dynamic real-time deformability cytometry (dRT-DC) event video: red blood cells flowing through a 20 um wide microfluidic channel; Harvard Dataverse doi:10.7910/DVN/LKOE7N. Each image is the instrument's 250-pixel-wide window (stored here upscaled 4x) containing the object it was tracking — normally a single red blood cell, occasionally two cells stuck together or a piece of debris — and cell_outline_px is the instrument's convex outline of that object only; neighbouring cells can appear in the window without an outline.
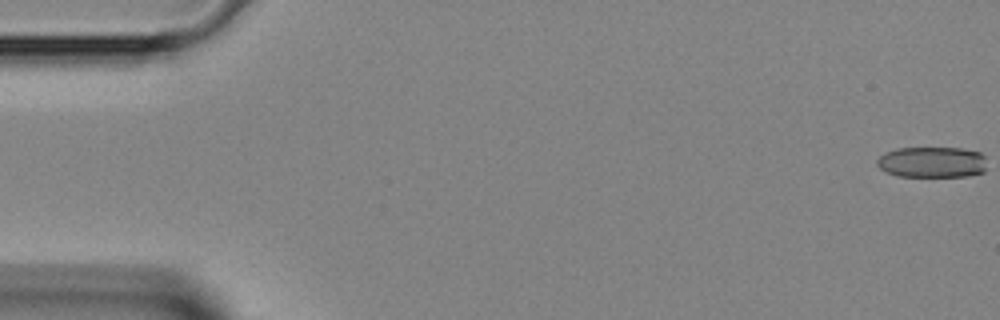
{"species": "Egyptian fruit bat (a non-hibernating species)", "species_latin": "Rousettus aegyptiacus", "temperature_condition": "room temperature", "stored_images_in_passage": 7, "camera_frame_rate_fps": 3000, "um_per_image_px": 0.085, "animal": {"sex": "female"}, "frame": {"image": 1, "passage_image": 1, "time_ms": 0.0, "image_size_px": [1000, 320], "cell_outline_px": [[984, 172], [968, 176], [896, 176], [880, 168], [876, 164], [876, 160], [884, 152], [896, 148], [960, 148], [980, 152], [984, 156]], "centroid_in_image_um": [79.19, 13.78], "position_along_channel_um": 5.8, "area_um2": 19.77}}